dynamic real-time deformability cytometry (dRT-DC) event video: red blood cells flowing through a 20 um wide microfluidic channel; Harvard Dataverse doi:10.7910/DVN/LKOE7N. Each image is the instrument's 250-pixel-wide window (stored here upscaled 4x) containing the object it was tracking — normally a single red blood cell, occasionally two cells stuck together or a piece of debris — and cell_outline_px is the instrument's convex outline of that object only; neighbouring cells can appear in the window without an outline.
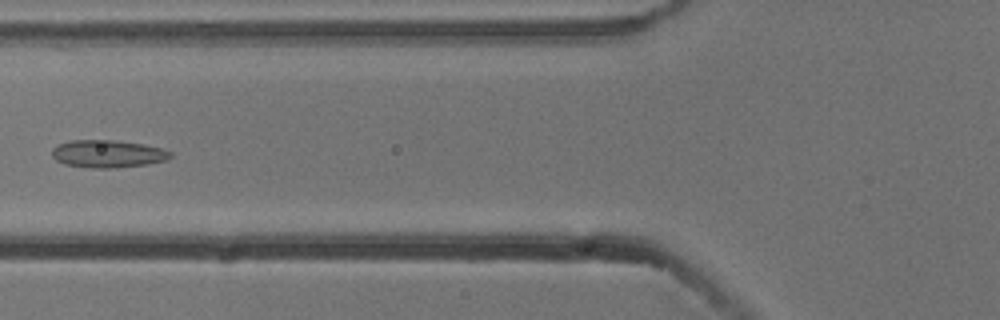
{"species": "common noctule bat (a hibernating species)", "species_latin": "Nyctalus noctula", "temperature_condition": "cold", "stored_images_in_passage": 6, "camera_frame_rate_fps": 3000, "um_per_image_px": 0.085, "animal": {"sex": "male", "body_mass_g": 13.3}, "frame": {"image": 1, "passage_image": 6, "time_ms": 1.667, "image_size_px": [1000, 320], "cell_outline_px": [[172, 156], [168, 160], [148, 164], [116, 168], [92, 168], [64, 164], [56, 160], [52, 156], [52, 148], [60, 144], [72, 140], [116, 140], [144, 144], [164, 148], [172, 152]], "centroid_in_image_um": [9.21, 13.07], "position_along_channel_um": 116.6, "area_um2": 19.25}}